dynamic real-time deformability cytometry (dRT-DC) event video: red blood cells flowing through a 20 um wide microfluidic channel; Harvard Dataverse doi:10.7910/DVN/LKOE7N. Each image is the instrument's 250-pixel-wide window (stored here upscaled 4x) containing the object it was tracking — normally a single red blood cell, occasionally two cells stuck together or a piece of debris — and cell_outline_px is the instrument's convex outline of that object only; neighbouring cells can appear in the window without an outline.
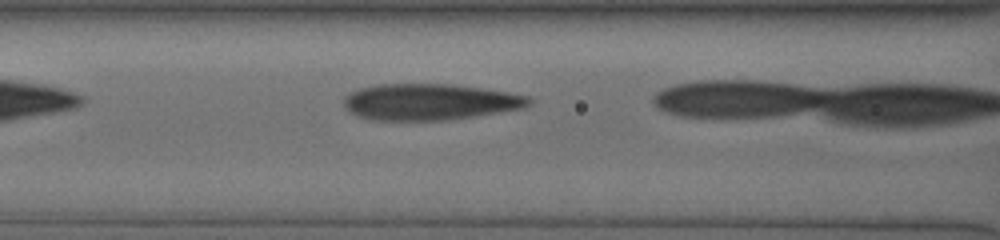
{"species": "human", "species_latin": "Homo sapiens", "temperature_condition": "cold", "stored_images_in_passage": 11, "camera_frame_rate_fps": 3000, "um_per_image_px": 0.085, "donor": {"sex": "male"}, "frame": {"image": 1, "passage_image": 7, "time_ms": 2.0, "image_size_px": [1000, 240], "cell_outline_px": [[532, 104], [520, 108], [472, 116], [444, 120], [372, 120], [356, 116], [348, 112], [344, 108], [344, 96], [360, 88], [376, 84], [452, 84], [484, 88], [528, 96], [532, 100]], "centroid_in_image_um": [36.46, 8.65], "position_along_channel_um": 130.1, "area_um2": 39.07}}
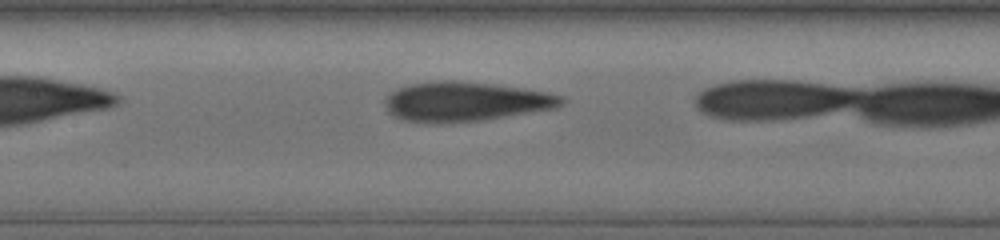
{"frame": {"image": 2, "passage_image": 10, "time_ms": 3.0, "image_size_px": [1000, 240], "cell_outline_px": [[564, 104], [556, 108], [484, 120], [404, 120], [388, 112], [384, 100], [392, 92], [408, 84], [432, 80], [460, 80], [496, 84], [524, 88], [548, 92], [564, 96]], "centroid_in_image_um": [39.65, 8.58], "position_along_channel_um": 167.8, "area_um2": 39.94}}